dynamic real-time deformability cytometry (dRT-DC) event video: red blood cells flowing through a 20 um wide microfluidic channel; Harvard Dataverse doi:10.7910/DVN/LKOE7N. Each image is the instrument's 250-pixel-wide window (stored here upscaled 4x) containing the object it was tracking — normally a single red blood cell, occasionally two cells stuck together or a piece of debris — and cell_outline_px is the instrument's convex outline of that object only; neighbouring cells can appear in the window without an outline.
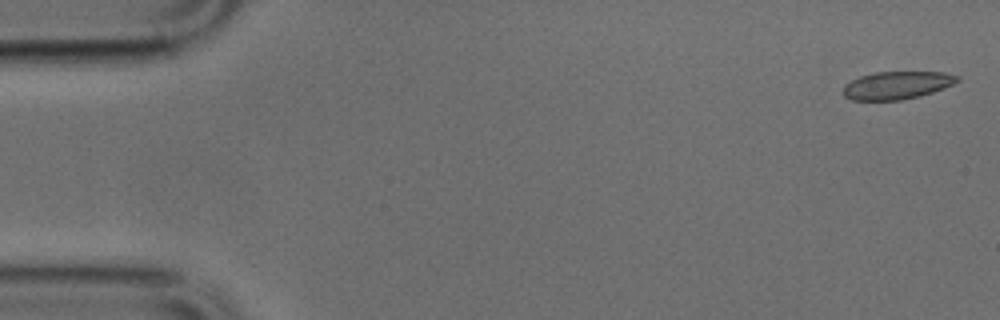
{"species": "common noctule bat (a hibernating species)", "species_latin": "Nyctalus noctula", "temperature_condition": "cold", "stored_images_in_passage": 13, "camera_frame_rate_fps": 3000, "um_per_image_px": 0.085, "animal": {"sex": "male", "body_mass_g": 17.9, "forearm_length_mm": 54.2}, "frame": {"image": 1, "passage_image": 1, "time_ms": 0.0, "image_size_px": [1000, 320], "cell_outline_px": [[960, 80], [944, 88], [920, 96], [900, 100], [852, 100], [844, 96], [844, 84], [860, 76], [872, 72], [944, 72], [960, 76]], "centroid_in_image_um": [76.24, 7.24], "position_along_channel_um": 8.8, "area_um2": 18.5}}